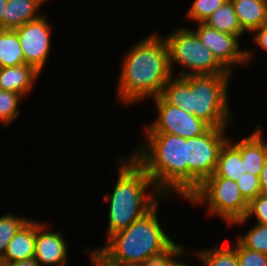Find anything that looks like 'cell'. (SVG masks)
I'll return each mask as SVG.
<instances>
[{
    "mask_svg": "<svg viewBox=\"0 0 267 266\" xmlns=\"http://www.w3.org/2000/svg\"><path fill=\"white\" fill-rule=\"evenodd\" d=\"M0 266H8V262L3 257H0Z\"/></svg>",
    "mask_w": 267,
    "mask_h": 266,
    "instance_id": "obj_35",
    "label": "cell"
},
{
    "mask_svg": "<svg viewBox=\"0 0 267 266\" xmlns=\"http://www.w3.org/2000/svg\"><path fill=\"white\" fill-rule=\"evenodd\" d=\"M203 45L212 51L217 60L231 73L235 67H248L254 59V49L241 48L240 38L209 27L205 23H197L193 30Z\"/></svg>",
    "mask_w": 267,
    "mask_h": 266,
    "instance_id": "obj_10",
    "label": "cell"
},
{
    "mask_svg": "<svg viewBox=\"0 0 267 266\" xmlns=\"http://www.w3.org/2000/svg\"><path fill=\"white\" fill-rule=\"evenodd\" d=\"M254 34V35H253ZM251 35H253V43L256 44L258 49L261 48L265 53L267 52V24L262 25L261 27L254 30Z\"/></svg>",
    "mask_w": 267,
    "mask_h": 266,
    "instance_id": "obj_30",
    "label": "cell"
},
{
    "mask_svg": "<svg viewBox=\"0 0 267 266\" xmlns=\"http://www.w3.org/2000/svg\"><path fill=\"white\" fill-rule=\"evenodd\" d=\"M230 77L173 76L165 84L161 97L170 105L191 112L211 128L227 127L233 120L228 100Z\"/></svg>",
    "mask_w": 267,
    "mask_h": 266,
    "instance_id": "obj_2",
    "label": "cell"
},
{
    "mask_svg": "<svg viewBox=\"0 0 267 266\" xmlns=\"http://www.w3.org/2000/svg\"><path fill=\"white\" fill-rule=\"evenodd\" d=\"M36 220L29 219L9 241L3 258L12 263L34 257Z\"/></svg>",
    "mask_w": 267,
    "mask_h": 266,
    "instance_id": "obj_15",
    "label": "cell"
},
{
    "mask_svg": "<svg viewBox=\"0 0 267 266\" xmlns=\"http://www.w3.org/2000/svg\"><path fill=\"white\" fill-rule=\"evenodd\" d=\"M152 99L158 114L151 124L145 126L144 133H166L187 139L202 135L210 128L191 112L170 105L161 96Z\"/></svg>",
    "mask_w": 267,
    "mask_h": 266,
    "instance_id": "obj_9",
    "label": "cell"
},
{
    "mask_svg": "<svg viewBox=\"0 0 267 266\" xmlns=\"http://www.w3.org/2000/svg\"><path fill=\"white\" fill-rule=\"evenodd\" d=\"M8 0H0V28H3V13Z\"/></svg>",
    "mask_w": 267,
    "mask_h": 266,
    "instance_id": "obj_33",
    "label": "cell"
},
{
    "mask_svg": "<svg viewBox=\"0 0 267 266\" xmlns=\"http://www.w3.org/2000/svg\"><path fill=\"white\" fill-rule=\"evenodd\" d=\"M236 237L245 248L267 254V225L256 223L246 234Z\"/></svg>",
    "mask_w": 267,
    "mask_h": 266,
    "instance_id": "obj_25",
    "label": "cell"
},
{
    "mask_svg": "<svg viewBox=\"0 0 267 266\" xmlns=\"http://www.w3.org/2000/svg\"><path fill=\"white\" fill-rule=\"evenodd\" d=\"M255 217L256 223L267 225V195L260 194L248 203L245 218L235 221L231 226L243 225ZM247 221V222H246Z\"/></svg>",
    "mask_w": 267,
    "mask_h": 266,
    "instance_id": "obj_27",
    "label": "cell"
},
{
    "mask_svg": "<svg viewBox=\"0 0 267 266\" xmlns=\"http://www.w3.org/2000/svg\"><path fill=\"white\" fill-rule=\"evenodd\" d=\"M236 184L238 185L240 193L248 203L261 194L259 176L244 173L242 177L238 178Z\"/></svg>",
    "mask_w": 267,
    "mask_h": 266,
    "instance_id": "obj_29",
    "label": "cell"
},
{
    "mask_svg": "<svg viewBox=\"0 0 267 266\" xmlns=\"http://www.w3.org/2000/svg\"><path fill=\"white\" fill-rule=\"evenodd\" d=\"M183 248L173 240L165 249L146 258L140 266H178L181 262L178 257L181 259L188 256L187 250Z\"/></svg>",
    "mask_w": 267,
    "mask_h": 266,
    "instance_id": "obj_22",
    "label": "cell"
},
{
    "mask_svg": "<svg viewBox=\"0 0 267 266\" xmlns=\"http://www.w3.org/2000/svg\"><path fill=\"white\" fill-rule=\"evenodd\" d=\"M88 259L90 260L91 266H103L93 255H90Z\"/></svg>",
    "mask_w": 267,
    "mask_h": 266,
    "instance_id": "obj_34",
    "label": "cell"
},
{
    "mask_svg": "<svg viewBox=\"0 0 267 266\" xmlns=\"http://www.w3.org/2000/svg\"><path fill=\"white\" fill-rule=\"evenodd\" d=\"M46 221H36L34 258L45 266H65L68 261V243L60 230H47Z\"/></svg>",
    "mask_w": 267,
    "mask_h": 266,
    "instance_id": "obj_12",
    "label": "cell"
},
{
    "mask_svg": "<svg viewBox=\"0 0 267 266\" xmlns=\"http://www.w3.org/2000/svg\"><path fill=\"white\" fill-rule=\"evenodd\" d=\"M235 243L220 246L201 248L192 252L203 266H238L236 241Z\"/></svg>",
    "mask_w": 267,
    "mask_h": 266,
    "instance_id": "obj_19",
    "label": "cell"
},
{
    "mask_svg": "<svg viewBox=\"0 0 267 266\" xmlns=\"http://www.w3.org/2000/svg\"><path fill=\"white\" fill-rule=\"evenodd\" d=\"M122 157L116 160L119 173L113 191L103 196V201L110 203L106 240L145 215L164 197L130 155Z\"/></svg>",
    "mask_w": 267,
    "mask_h": 266,
    "instance_id": "obj_3",
    "label": "cell"
},
{
    "mask_svg": "<svg viewBox=\"0 0 267 266\" xmlns=\"http://www.w3.org/2000/svg\"><path fill=\"white\" fill-rule=\"evenodd\" d=\"M122 59L115 99L125 106L161 96L173 77L167 43L158 32L139 40Z\"/></svg>",
    "mask_w": 267,
    "mask_h": 266,
    "instance_id": "obj_1",
    "label": "cell"
},
{
    "mask_svg": "<svg viewBox=\"0 0 267 266\" xmlns=\"http://www.w3.org/2000/svg\"><path fill=\"white\" fill-rule=\"evenodd\" d=\"M204 23L215 30L236 35L239 38L246 34L238 22L237 14L231 0H227L214 11Z\"/></svg>",
    "mask_w": 267,
    "mask_h": 266,
    "instance_id": "obj_20",
    "label": "cell"
},
{
    "mask_svg": "<svg viewBox=\"0 0 267 266\" xmlns=\"http://www.w3.org/2000/svg\"><path fill=\"white\" fill-rule=\"evenodd\" d=\"M227 0H193L192 5L186 12V18L195 23H204L214 11L222 6Z\"/></svg>",
    "mask_w": 267,
    "mask_h": 266,
    "instance_id": "obj_26",
    "label": "cell"
},
{
    "mask_svg": "<svg viewBox=\"0 0 267 266\" xmlns=\"http://www.w3.org/2000/svg\"><path fill=\"white\" fill-rule=\"evenodd\" d=\"M259 178H260L261 194L267 195V159L264 162Z\"/></svg>",
    "mask_w": 267,
    "mask_h": 266,
    "instance_id": "obj_31",
    "label": "cell"
},
{
    "mask_svg": "<svg viewBox=\"0 0 267 266\" xmlns=\"http://www.w3.org/2000/svg\"><path fill=\"white\" fill-rule=\"evenodd\" d=\"M48 16L43 14L40 18L27 22L15 28L17 32L25 64L33 66L42 74L51 53V24Z\"/></svg>",
    "mask_w": 267,
    "mask_h": 266,
    "instance_id": "obj_11",
    "label": "cell"
},
{
    "mask_svg": "<svg viewBox=\"0 0 267 266\" xmlns=\"http://www.w3.org/2000/svg\"><path fill=\"white\" fill-rule=\"evenodd\" d=\"M25 64L17 32L3 29L0 32V68Z\"/></svg>",
    "mask_w": 267,
    "mask_h": 266,
    "instance_id": "obj_21",
    "label": "cell"
},
{
    "mask_svg": "<svg viewBox=\"0 0 267 266\" xmlns=\"http://www.w3.org/2000/svg\"><path fill=\"white\" fill-rule=\"evenodd\" d=\"M41 73L33 66L21 64L0 68V89L16 92L26 97L40 79Z\"/></svg>",
    "mask_w": 267,
    "mask_h": 266,
    "instance_id": "obj_14",
    "label": "cell"
},
{
    "mask_svg": "<svg viewBox=\"0 0 267 266\" xmlns=\"http://www.w3.org/2000/svg\"><path fill=\"white\" fill-rule=\"evenodd\" d=\"M192 206L206 205L207 215L219 217L227 226L245 218L248 202L244 199L236 181L219 176H209L185 200Z\"/></svg>",
    "mask_w": 267,
    "mask_h": 266,
    "instance_id": "obj_7",
    "label": "cell"
},
{
    "mask_svg": "<svg viewBox=\"0 0 267 266\" xmlns=\"http://www.w3.org/2000/svg\"><path fill=\"white\" fill-rule=\"evenodd\" d=\"M227 130L210 127L204 134L186 139L187 198L214 173L220 149L229 139Z\"/></svg>",
    "mask_w": 267,
    "mask_h": 266,
    "instance_id": "obj_8",
    "label": "cell"
},
{
    "mask_svg": "<svg viewBox=\"0 0 267 266\" xmlns=\"http://www.w3.org/2000/svg\"><path fill=\"white\" fill-rule=\"evenodd\" d=\"M191 264L184 262H180V264L178 266H190ZM192 266V265H191Z\"/></svg>",
    "mask_w": 267,
    "mask_h": 266,
    "instance_id": "obj_36",
    "label": "cell"
},
{
    "mask_svg": "<svg viewBox=\"0 0 267 266\" xmlns=\"http://www.w3.org/2000/svg\"><path fill=\"white\" fill-rule=\"evenodd\" d=\"M25 97L16 92L0 89V123L7 127L20 115V102Z\"/></svg>",
    "mask_w": 267,
    "mask_h": 266,
    "instance_id": "obj_23",
    "label": "cell"
},
{
    "mask_svg": "<svg viewBox=\"0 0 267 266\" xmlns=\"http://www.w3.org/2000/svg\"><path fill=\"white\" fill-rule=\"evenodd\" d=\"M166 198L169 196H164L127 228L110 236L101 247L87 249L86 255H93L103 266H140L146 258L165 249L173 241L158 218L160 202Z\"/></svg>",
    "mask_w": 267,
    "mask_h": 266,
    "instance_id": "obj_4",
    "label": "cell"
},
{
    "mask_svg": "<svg viewBox=\"0 0 267 266\" xmlns=\"http://www.w3.org/2000/svg\"><path fill=\"white\" fill-rule=\"evenodd\" d=\"M129 155L145 170L164 196L187 199L186 138L166 133H144Z\"/></svg>",
    "mask_w": 267,
    "mask_h": 266,
    "instance_id": "obj_5",
    "label": "cell"
},
{
    "mask_svg": "<svg viewBox=\"0 0 267 266\" xmlns=\"http://www.w3.org/2000/svg\"><path fill=\"white\" fill-rule=\"evenodd\" d=\"M8 266H41V264L33 257L26 260L8 263Z\"/></svg>",
    "mask_w": 267,
    "mask_h": 266,
    "instance_id": "obj_32",
    "label": "cell"
},
{
    "mask_svg": "<svg viewBox=\"0 0 267 266\" xmlns=\"http://www.w3.org/2000/svg\"><path fill=\"white\" fill-rule=\"evenodd\" d=\"M38 1L43 5H45L48 2V0H38Z\"/></svg>",
    "mask_w": 267,
    "mask_h": 266,
    "instance_id": "obj_37",
    "label": "cell"
},
{
    "mask_svg": "<svg viewBox=\"0 0 267 266\" xmlns=\"http://www.w3.org/2000/svg\"><path fill=\"white\" fill-rule=\"evenodd\" d=\"M263 134L262 125L259 123L249 136L239 141H232L231 137L228 139L240 151L245 172L256 176L260 175L267 159V139Z\"/></svg>",
    "mask_w": 267,
    "mask_h": 266,
    "instance_id": "obj_13",
    "label": "cell"
},
{
    "mask_svg": "<svg viewBox=\"0 0 267 266\" xmlns=\"http://www.w3.org/2000/svg\"><path fill=\"white\" fill-rule=\"evenodd\" d=\"M43 4L38 0H8L3 13V29H15L40 18ZM42 12V13H41Z\"/></svg>",
    "mask_w": 267,
    "mask_h": 266,
    "instance_id": "obj_16",
    "label": "cell"
},
{
    "mask_svg": "<svg viewBox=\"0 0 267 266\" xmlns=\"http://www.w3.org/2000/svg\"><path fill=\"white\" fill-rule=\"evenodd\" d=\"M238 266H267V254L245 248L236 239Z\"/></svg>",
    "mask_w": 267,
    "mask_h": 266,
    "instance_id": "obj_28",
    "label": "cell"
},
{
    "mask_svg": "<svg viewBox=\"0 0 267 266\" xmlns=\"http://www.w3.org/2000/svg\"><path fill=\"white\" fill-rule=\"evenodd\" d=\"M28 220L12 212L0 216V257H3L9 241Z\"/></svg>",
    "mask_w": 267,
    "mask_h": 266,
    "instance_id": "obj_24",
    "label": "cell"
},
{
    "mask_svg": "<svg viewBox=\"0 0 267 266\" xmlns=\"http://www.w3.org/2000/svg\"><path fill=\"white\" fill-rule=\"evenodd\" d=\"M242 30L252 33L267 24V0H231Z\"/></svg>",
    "mask_w": 267,
    "mask_h": 266,
    "instance_id": "obj_17",
    "label": "cell"
},
{
    "mask_svg": "<svg viewBox=\"0 0 267 266\" xmlns=\"http://www.w3.org/2000/svg\"><path fill=\"white\" fill-rule=\"evenodd\" d=\"M244 173L246 172L240 151L227 140L220 149L217 166L211 176L237 181Z\"/></svg>",
    "mask_w": 267,
    "mask_h": 266,
    "instance_id": "obj_18",
    "label": "cell"
},
{
    "mask_svg": "<svg viewBox=\"0 0 267 266\" xmlns=\"http://www.w3.org/2000/svg\"><path fill=\"white\" fill-rule=\"evenodd\" d=\"M163 37L167 43L169 64L173 76L233 74L217 60L211 50L202 44L196 33L190 28L184 26L176 28ZM176 64L181 69L177 72L178 74H175Z\"/></svg>",
    "mask_w": 267,
    "mask_h": 266,
    "instance_id": "obj_6",
    "label": "cell"
}]
</instances>
